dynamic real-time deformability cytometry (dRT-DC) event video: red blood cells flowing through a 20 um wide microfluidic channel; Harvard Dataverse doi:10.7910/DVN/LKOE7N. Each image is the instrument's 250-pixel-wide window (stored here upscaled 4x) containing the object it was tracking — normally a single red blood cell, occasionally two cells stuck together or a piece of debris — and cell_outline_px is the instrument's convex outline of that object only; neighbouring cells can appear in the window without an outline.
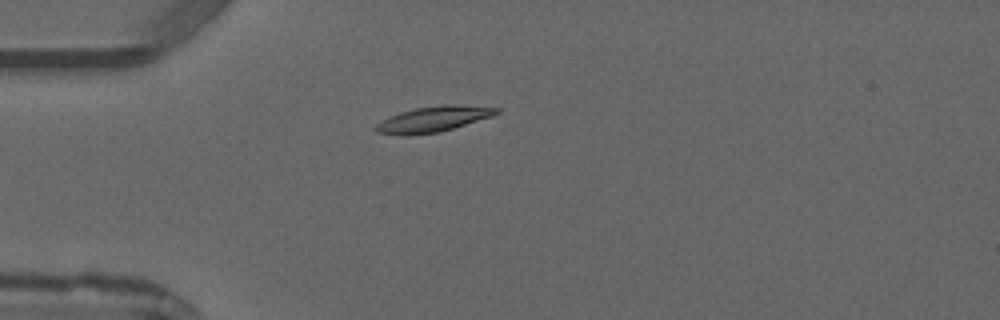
{"species": "common noctule bat (a hibernating species)", "species_latin": "Nyctalus noctula", "temperature_condition": "warm", "stored_images_in_passage": 4, "camera_frame_rate_fps": 3000, "um_per_image_px": 0.085, "animal": {"sex": "male", "forearm_length_mm": 52.5}, "frame": {"image": 1, "passage_image": 3, "time_ms": 2.333, "image_size_px": [1000, 320], "cell_outline_px": [[500, 112], [492, 116], [440, 132], [408, 136], [404, 136], [376, 132], [372, 128], [376, 124], [400, 112], [416, 108], [444, 104], [456, 104], [500, 108]], "centroid_in_image_um": [36.82, 10.13], "position_along_channel_um": 48.2, "area_um2": 17.98}}